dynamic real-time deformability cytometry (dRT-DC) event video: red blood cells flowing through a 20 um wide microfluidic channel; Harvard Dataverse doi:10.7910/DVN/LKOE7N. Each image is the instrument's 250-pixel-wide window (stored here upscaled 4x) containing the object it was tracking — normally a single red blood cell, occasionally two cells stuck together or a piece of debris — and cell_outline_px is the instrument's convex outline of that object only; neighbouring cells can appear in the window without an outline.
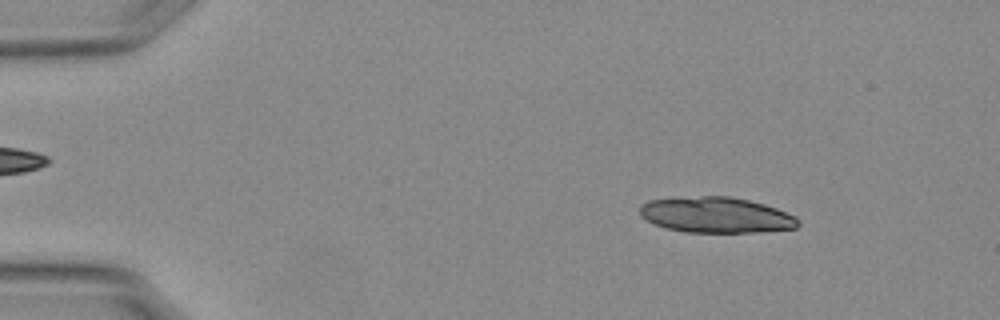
{"species": "Egyptian fruit bat (a non-hibernating species)", "species_latin": "Rousettus aegyptiacus", "temperature_condition": "warm", "stored_images_in_passage": 24, "camera_frame_rate_fps": 3000, "um_per_image_px": 0.085, "animal": {"sex": "female"}, "frame": {"image": 1, "passage_image": 6, "time_ms": 1.667, "image_size_px": [1000, 320], "cell_outline_px": [[800, 224], [796, 228], [760, 232], [684, 232], [664, 228], [640, 216], [640, 204], [648, 200], [700, 196], [728, 196], [748, 200], [764, 204], [776, 208], [796, 216], [800, 220]], "centroid_in_image_um": [60.88, 18.28], "position_along_channel_um": 24.1, "area_um2": 33.0}}